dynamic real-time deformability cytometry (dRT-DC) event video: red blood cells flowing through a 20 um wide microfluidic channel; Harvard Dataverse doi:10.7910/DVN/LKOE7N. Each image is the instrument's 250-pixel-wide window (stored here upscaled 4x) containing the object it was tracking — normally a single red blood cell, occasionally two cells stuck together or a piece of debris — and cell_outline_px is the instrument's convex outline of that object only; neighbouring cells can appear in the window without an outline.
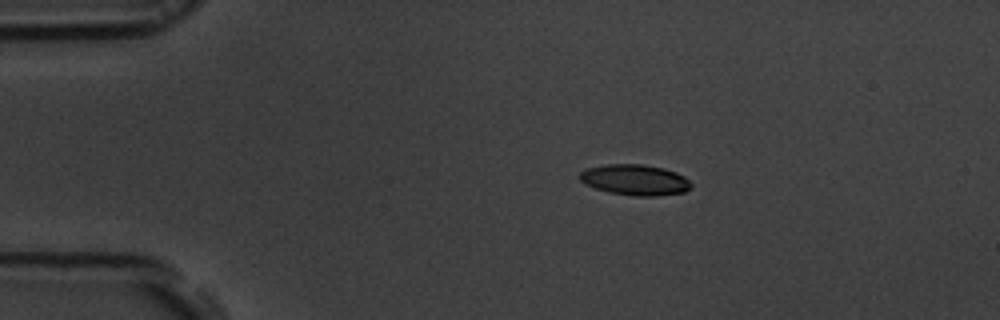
{"species": "common noctule bat (a hibernating species)", "species_latin": "Nyctalus noctula", "temperature_condition": "room temperature", "stored_images_in_passage": 45, "camera_frame_rate_fps": 3000, "um_per_image_px": 0.085, "animal": {"sex": "male", "body_mass_g": 19.5, "forearm_length_mm": 54.6}, "frame": {"image": 1, "passage_image": 1, "time_ms": 0.0, "image_size_px": [1000, 320], "cell_outline_px": [[692, 188], [684, 192], [652, 196], [636, 196], [608, 192], [584, 184], [576, 176], [584, 168], [604, 164], [640, 164], [664, 168], [676, 172], [684, 176], [692, 184]], "centroid_in_image_um": [53.93, 15.28], "position_along_channel_um": 31.1, "area_um2": 20.17}}
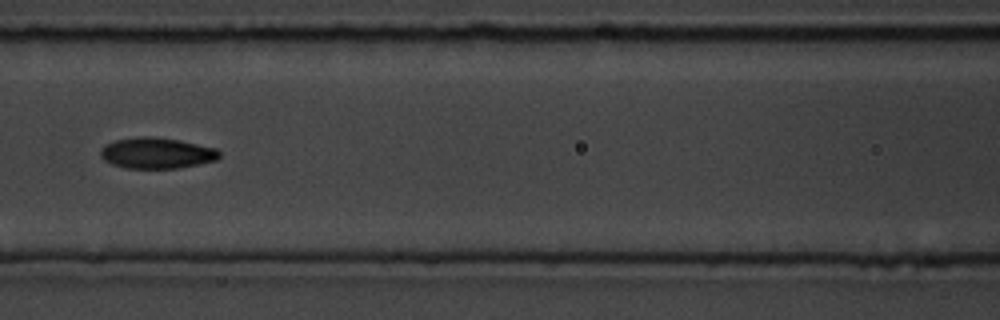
{"frame": {"image": 2, "passage_image": 15, "time_ms": 4.667, "image_size_px": [1000, 320], "cell_outline_px": [[220, 156], [216, 160], [176, 168], [124, 168], [112, 164], [104, 160], [100, 156], [100, 152], [104, 144], [116, 140], [140, 136], [152, 136], [180, 140], [216, 148], [220, 152]], "centroid_in_image_um": [13.29, 13.0], "position_along_channel_um": 153.3, "area_um2": 21.39}}
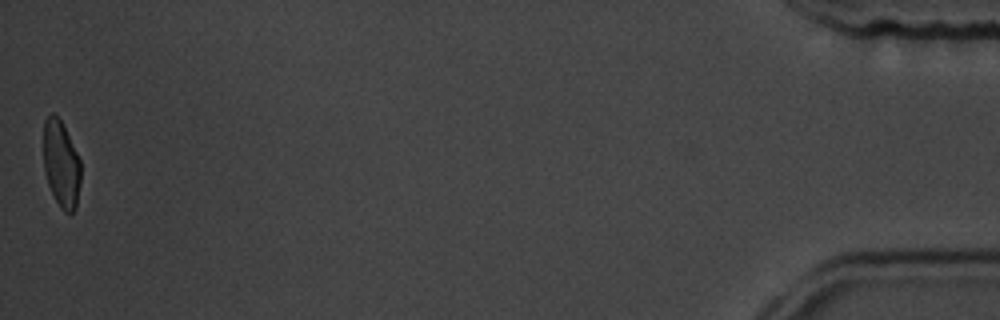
{"frame": {"image": 3, "passage_image": 45, "time_ms": 14.667, "image_size_px": [1000, 320], "cell_outline_px": [[80, 180], [76, 208], [72, 212], [64, 212], [60, 208], [48, 184], [44, 168], [44, 120], [52, 112], [60, 120], [80, 160]], "centroid_in_image_um": [5.19, 13.97], "position_along_channel_um": 430.0, "area_um2": 18.44}, "authors_computed_cell_mechanics": {"area_um2": 20.7502, "velocity_mm_per_s": 3.745, "shape_relaxation_time_tau1_ms": 3.6251, "shape_relaxation_time_tau2_ms": 2.6751, "deformation_change_tau1": 0.1385, "deformation_change_tau2": 0.0801}}